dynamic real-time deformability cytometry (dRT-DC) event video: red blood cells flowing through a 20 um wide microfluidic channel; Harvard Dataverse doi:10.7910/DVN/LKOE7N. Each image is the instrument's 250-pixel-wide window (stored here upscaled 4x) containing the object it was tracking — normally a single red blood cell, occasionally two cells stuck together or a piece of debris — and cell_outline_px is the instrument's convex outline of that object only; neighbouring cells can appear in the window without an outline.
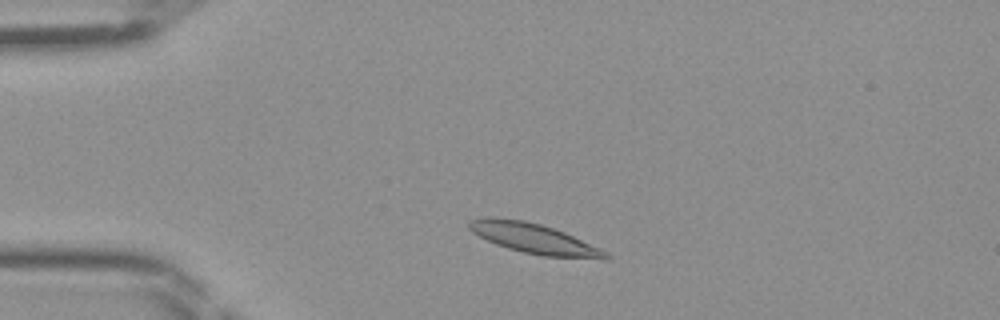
{"species": "Egyptian fruit bat (a non-hibernating species)", "species_latin": "Rousettus aegyptiacus", "temperature_condition": "room temperature", "stored_images_in_passage": 41, "camera_frame_rate_fps": 3000, "um_per_image_px": 0.085, "frame": {"image": 1, "passage_image": 5, "time_ms": 1.333, "image_size_px": [1000, 320], "cell_outline_px": [[612, 256], [608, 260], [604, 260], [544, 256], [524, 252], [508, 248], [496, 244], [472, 232], [468, 228], [468, 220], [484, 216], [492, 216], [524, 220], [540, 224], [564, 232], [600, 248], [608, 252]], "centroid_in_image_um": [45.41, 20.28], "position_along_channel_um": 39.6, "area_um2": 24.16}}
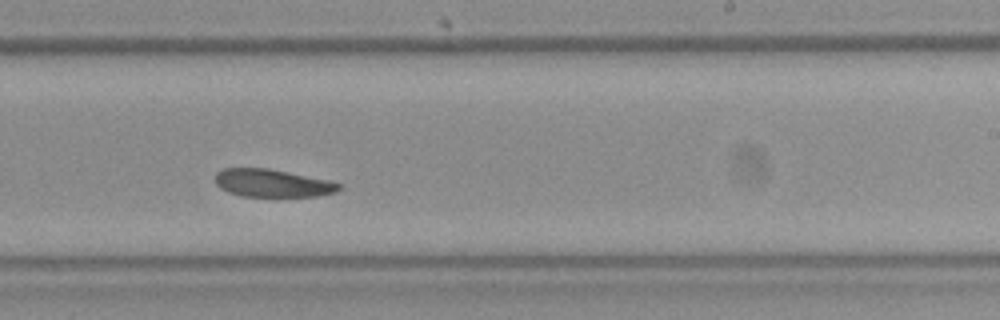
{"frame": {"image": 2, "passage_image": 23, "time_ms": 7.333, "image_size_px": [1000, 320], "cell_outline_px": [[340, 188], [336, 192], [316, 196], [240, 196], [228, 192], [220, 188], [216, 184], [216, 172], [224, 168], [268, 168], [328, 180], [340, 184]], "centroid_in_image_um": [23.11, 15.56], "position_along_channel_um": 265.9, "area_um2": 19.88}}
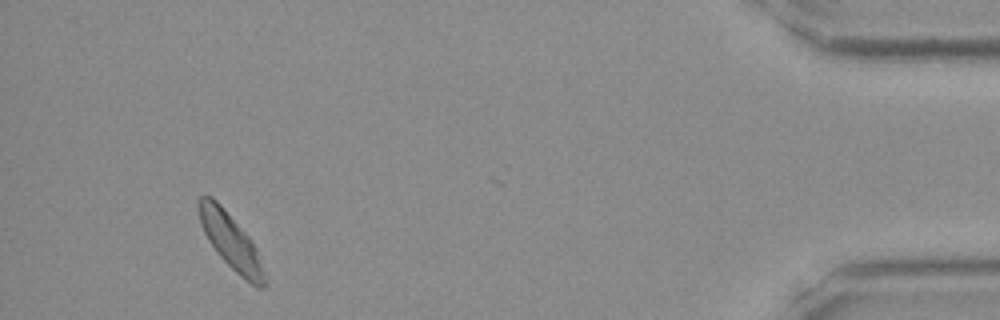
{"frame": {"image": 3, "passage_image": 38, "time_ms": 12.333, "image_size_px": [1000, 320], "cell_outline_px": [[264, 288], [256, 288], [244, 280], [220, 256], [208, 240], [200, 224], [196, 208], [196, 200], [200, 196], [212, 196], [220, 204], [248, 236], [256, 248], [264, 276]], "centroid_in_image_um": [19.55, 20.47], "position_along_channel_um": 415.7, "area_um2": 20.98}}